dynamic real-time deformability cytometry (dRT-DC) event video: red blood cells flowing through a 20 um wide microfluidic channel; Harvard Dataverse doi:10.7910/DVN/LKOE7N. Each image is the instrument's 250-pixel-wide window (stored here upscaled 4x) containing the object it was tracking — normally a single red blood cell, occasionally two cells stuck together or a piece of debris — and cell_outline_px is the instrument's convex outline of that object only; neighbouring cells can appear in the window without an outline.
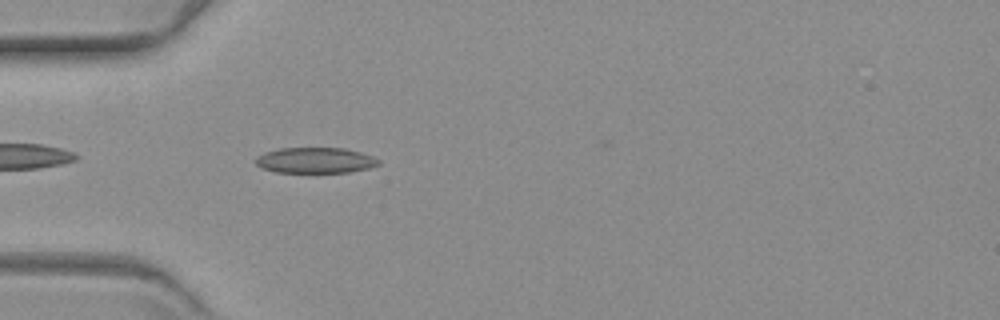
{"species": "common noctule bat (a hibernating species)", "species_latin": "Nyctalus noctula", "temperature_condition": "warm", "stored_images_in_passage": 43, "camera_frame_rate_fps": 3000, "um_per_image_px": 0.085, "animal": {"sex": "female", "body_mass_g": 19.3, "forearm_length_mm": 54.1}, "frame": {"image": 1, "passage_image": 3, "time_ms": 0.667, "image_size_px": [1000, 320], "cell_outline_px": [[380, 164], [368, 168], [348, 172], [276, 172], [260, 168], [256, 164], [256, 156], [264, 152], [280, 148], [344, 148], [360, 152], [372, 156], [380, 160]], "centroid_in_image_um": [26.77, 13.62], "position_along_channel_um": 58.2, "area_um2": 18.38}}
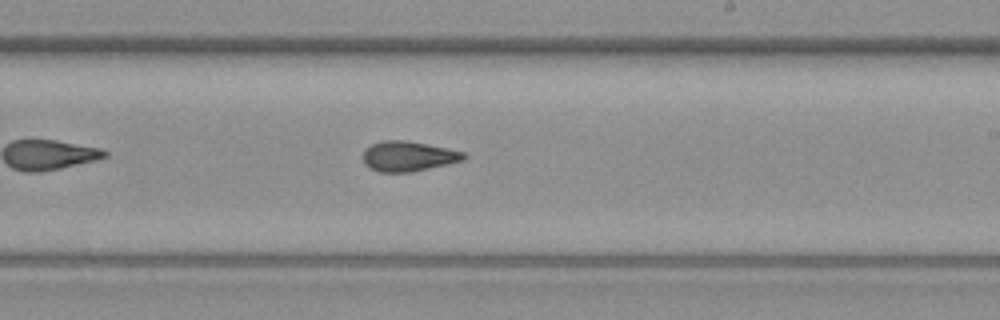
{"frame": {"image": 2, "passage_image": 20, "time_ms": 6.333, "image_size_px": [1000, 320], "cell_outline_px": [[468, 156], [464, 160], [448, 164], [412, 172], [380, 172], [368, 168], [364, 164], [364, 148], [380, 140], [408, 140], [448, 148], [464, 152]], "centroid_in_image_um": [34.7, 13.27], "position_along_channel_um": 254.3, "area_um2": 17.92}}
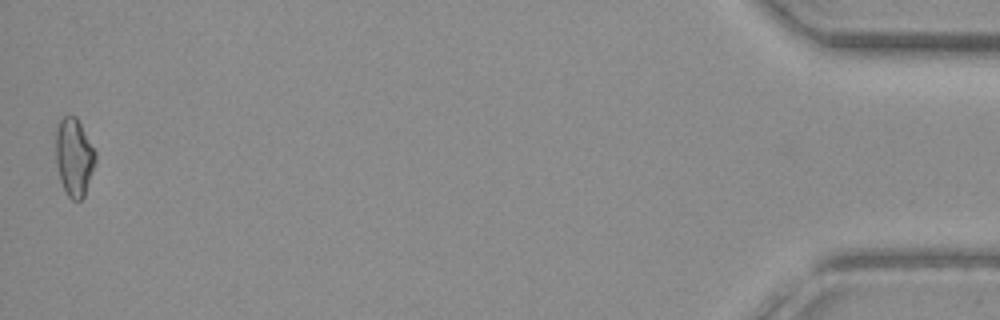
{"frame": {"image": 3, "passage_image": 43, "time_ms": 14.0, "image_size_px": [1000, 320], "cell_outline_px": [[96, 160], [84, 196], [80, 200], [72, 200], [68, 196], [60, 180], [56, 164], [56, 128], [60, 120], [64, 116], [76, 116], [96, 152]], "centroid_in_image_um": [6.29, 13.35], "position_along_channel_um": 428.9, "area_um2": 17.86}}